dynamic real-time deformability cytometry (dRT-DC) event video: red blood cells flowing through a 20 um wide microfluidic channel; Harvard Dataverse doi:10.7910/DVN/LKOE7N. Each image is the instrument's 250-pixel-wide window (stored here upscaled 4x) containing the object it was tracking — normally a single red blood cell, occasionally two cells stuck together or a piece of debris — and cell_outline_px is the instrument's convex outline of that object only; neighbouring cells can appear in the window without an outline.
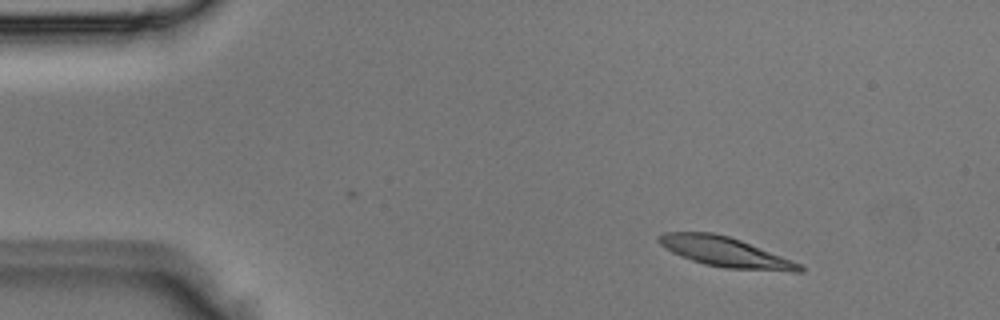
{"species": "Egyptian fruit bat (a non-hibernating species)", "species_latin": "Rousettus aegyptiacus", "temperature_condition": "room temperature", "stored_images_in_passage": 3, "camera_frame_rate_fps": 3000, "um_per_image_px": 0.085, "animal": {"sex": "male"}, "frame": {"image": 1, "passage_image": 1, "time_ms": 0.0, "image_size_px": [1000, 320], "cell_outline_px": [[804, 272], [792, 272], [724, 268], [704, 264], [680, 256], [672, 252], [660, 244], [656, 240], [656, 236], [664, 232], [712, 232], [728, 236], [740, 240], [800, 264], [804, 268]], "centroid_in_image_um": [61.6, 21.42], "position_along_channel_um": 23.4, "area_um2": 24.33}}